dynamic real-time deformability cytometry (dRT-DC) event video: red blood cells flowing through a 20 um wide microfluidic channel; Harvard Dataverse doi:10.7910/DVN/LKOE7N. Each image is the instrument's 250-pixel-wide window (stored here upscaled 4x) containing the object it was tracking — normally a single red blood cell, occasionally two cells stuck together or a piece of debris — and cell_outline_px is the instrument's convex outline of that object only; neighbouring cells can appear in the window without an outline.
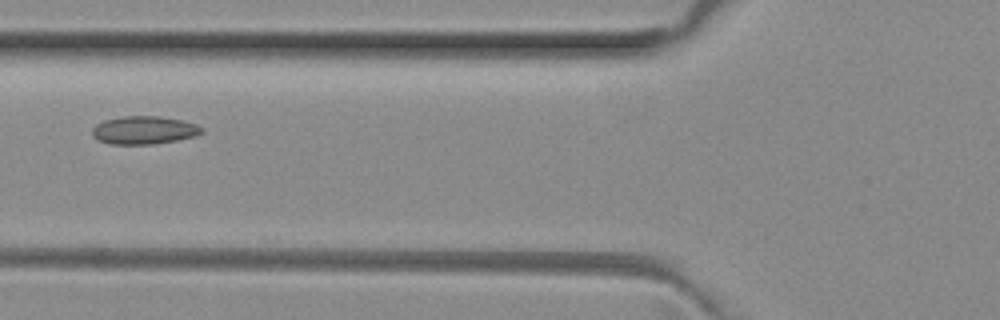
{"species": "common noctule bat (a hibernating species)", "species_latin": "Nyctalus noctula", "temperature_condition": "room temperature", "stored_images_in_passage": 6, "camera_frame_rate_fps": 3000, "um_per_image_px": 0.085, "animal": {"sex": "female", "body_mass_g": 29.2, "forearm_length_mm": 56.3}, "frame": {"image": 1, "passage_image": 6, "time_ms": 1.667, "image_size_px": [1000, 320], "cell_outline_px": [[204, 132], [196, 136], [176, 140], [152, 144], [108, 144], [92, 136], [92, 128], [96, 124], [104, 120], [124, 116], [160, 116], [180, 120], [196, 124], [204, 128]], "centroid_in_image_um": [12.25, 11.06], "position_along_channel_um": 113.6, "area_um2": 17.92}}